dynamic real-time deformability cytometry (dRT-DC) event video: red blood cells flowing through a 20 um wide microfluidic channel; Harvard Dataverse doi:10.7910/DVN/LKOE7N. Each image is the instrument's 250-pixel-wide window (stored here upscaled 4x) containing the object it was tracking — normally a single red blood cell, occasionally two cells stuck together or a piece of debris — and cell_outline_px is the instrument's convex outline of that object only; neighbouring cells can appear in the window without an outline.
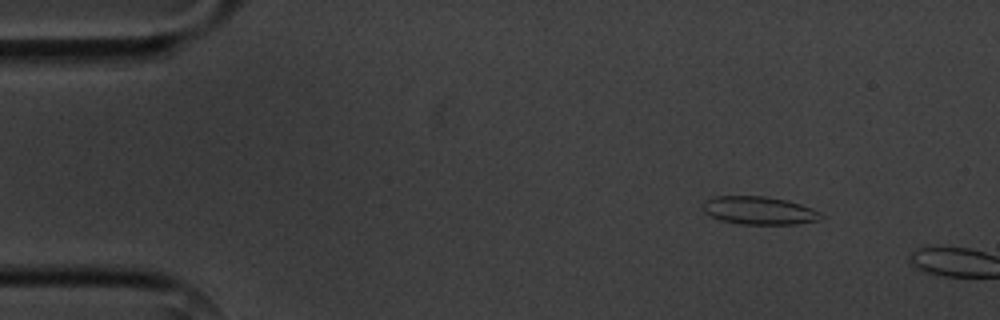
{"species": "common noctule bat (a hibernating species)", "species_latin": "Nyctalus noctula", "temperature_condition": "cold", "stored_images_in_passage": 3, "camera_frame_rate_fps": 3000, "um_per_image_px": 0.085, "animal": {"sex": "male", "body_mass_g": 20.1, "forearm_length_mm": 53.5}, "frame": {"image": 1, "passage_image": 2, "time_ms": 1.333, "image_size_px": [1000, 320], "cell_outline_px": [[824, 216], [820, 220], [796, 224], [740, 224], [720, 220], [704, 212], [704, 200], [712, 196], [764, 196], [788, 200], [812, 208], [820, 212]], "centroid_in_image_um": [64.54, 17.89], "position_along_channel_um": 20.5, "area_um2": 19.36}}